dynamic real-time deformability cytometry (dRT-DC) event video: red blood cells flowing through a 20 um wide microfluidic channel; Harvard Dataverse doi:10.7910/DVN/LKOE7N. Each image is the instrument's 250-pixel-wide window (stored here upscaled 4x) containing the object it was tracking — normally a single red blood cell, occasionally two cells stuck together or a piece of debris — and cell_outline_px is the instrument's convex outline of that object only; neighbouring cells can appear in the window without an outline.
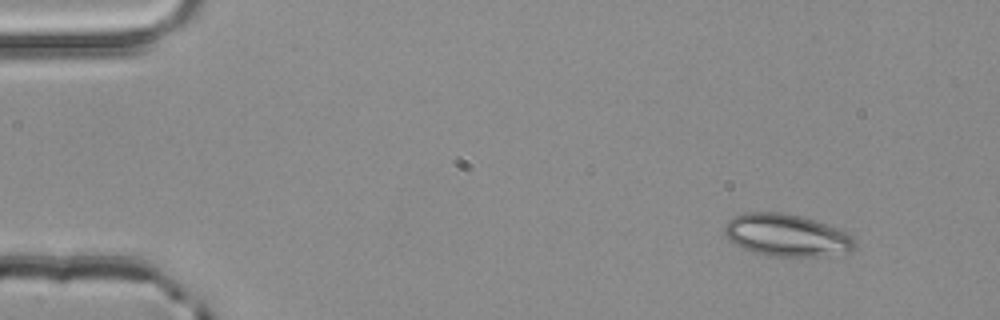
{"species": "common noctule bat (a hibernating species)", "species_latin": "Nyctalus noctula", "temperature_condition": "room temperature", "stored_images_in_passage": 4, "camera_frame_rate_fps": 3000, "um_per_image_px": 0.085, "animal": {"sex": "male", "body_mass_g": 20.4}, "frame": {"image": 1, "passage_image": 2, "time_ms": 0.333, "image_size_px": [1000, 320], "cell_outline_px": [[856, 248], [848, 252], [828, 256], [768, 256], [752, 252], [728, 240], [724, 232], [724, 228], [728, 220], [732, 216], [744, 212], [780, 212], [804, 216], [840, 228], [848, 232], [856, 240]], "centroid_in_image_um": [66.9, 19.99], "position_along_channel_um": 18.1, "area_um2": 32.71}}